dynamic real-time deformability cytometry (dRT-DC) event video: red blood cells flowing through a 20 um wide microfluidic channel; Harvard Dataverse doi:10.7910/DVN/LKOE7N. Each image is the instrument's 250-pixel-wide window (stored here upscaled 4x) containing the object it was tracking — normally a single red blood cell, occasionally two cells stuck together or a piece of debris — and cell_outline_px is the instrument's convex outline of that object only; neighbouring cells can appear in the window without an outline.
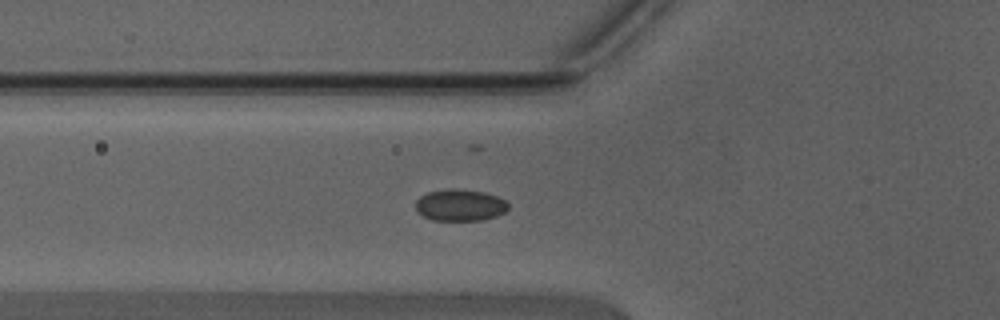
{"species": "Egyptian fruit bat (a non-hibernating species)", "species_latin": "Rousettus aegyptiacus", "temperature_condition": "warm", "stored_images_in_passage": 31, "camera_frame_rate_fps": 3000, "um_per_image_px": 0.085, "animal": {"sex": "male"}, "frame": {"image": 1, "passage_image": 8, "time_ms": 2.333, "image_size_px": [1000, 320], "cell_outline_px": [[508, 208], [504, 212], [496, 216], [484, 220], [432, 220], [424, 216], [416, 208], [416, 200], [420, 196], [428, 192], [448, 188], [456, 188], [484, 192], [496, 196], [504, 200], [508, 204]], "centroid_in_image_um": [39.1, 17.43], "position_along_channel_um": 86.7, "area_um2": 17.05}}
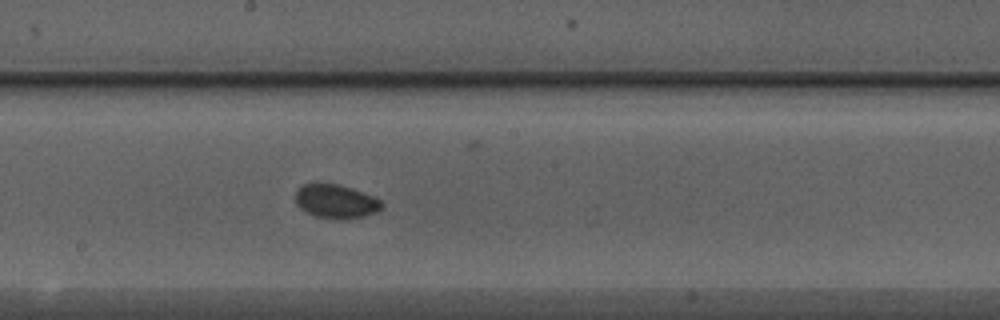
{"frame": {"image": 2, "passage_image": 17, "time_ms": 5.333, "image_size_px": [1000, 320], "cell_outline_px": [[384, 204], [376, 212], [364, 216], [316, 216], [300, 208], [296, 204], [296, 192], [304, 184], [336, 184], [352, 188], [372, 196], [380, 200]], "centroid_in_image_um": [28.55, 17.07], "position_along_channel_um": 219.7, "area_um2": 16.01}}
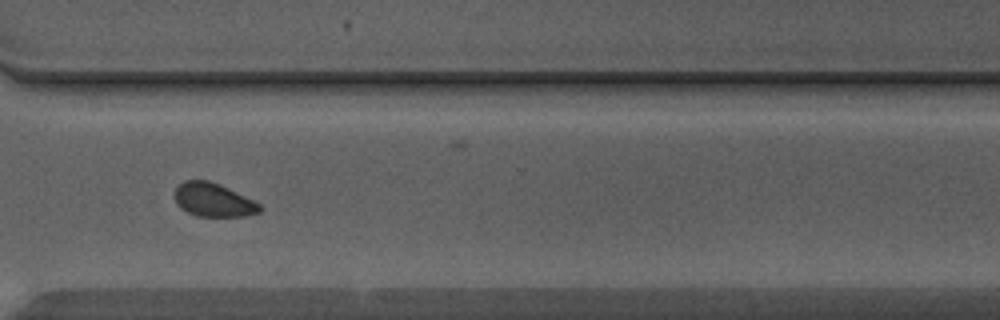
{"frame": {"image": 3, "passage_image": 26, "time_ms": 8.333, "image_size_px": [1000, 320], "cell_outline_px": [[260, 212], [244, 216], [196, 216], [180, 208], [176, 204], [176, 188], [184, 180], [208, 180], [220, 184], [260, 204]], "centroid_in_image_um": [18.11, 16.99], "position_along_channel_um": 352.5, "area_um2": 16.42}}